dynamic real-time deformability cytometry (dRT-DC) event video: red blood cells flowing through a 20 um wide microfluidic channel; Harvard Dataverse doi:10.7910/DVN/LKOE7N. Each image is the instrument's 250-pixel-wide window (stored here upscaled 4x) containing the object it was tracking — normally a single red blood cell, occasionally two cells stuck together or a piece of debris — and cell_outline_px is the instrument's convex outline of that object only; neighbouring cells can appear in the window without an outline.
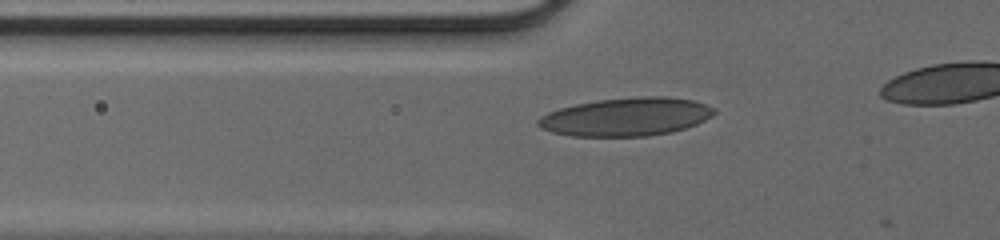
{"species": "human", "species_latin": "Homo sapiens", "temperature_condition": "cold", "stored_images_in_passage": 32, "camera_frame_rate_fps": 3000, "um_per_image_px": 0.085, "donor": {"sex": "male"}, "frame": {"image": 1, "passage_image": 7, "time_ms": 2.0, "image_size_px": [1000, 240], "cell_outline_px": [[716, 112], [712, 116], [696, 124], [672, 132], [648, 136], [572, 136], [552, 132], [540, 128], [536, 124], [536, 120], [540, 116], [548, 112], [560, 108], [576, 104], [600, 100], [640, 96], [664, 96], [692, 100], [716, 108]], "centroid_in_image_um": [53.21, 9.93], "position_along_channel_um": 72.6, "area_um2": 39.25}}
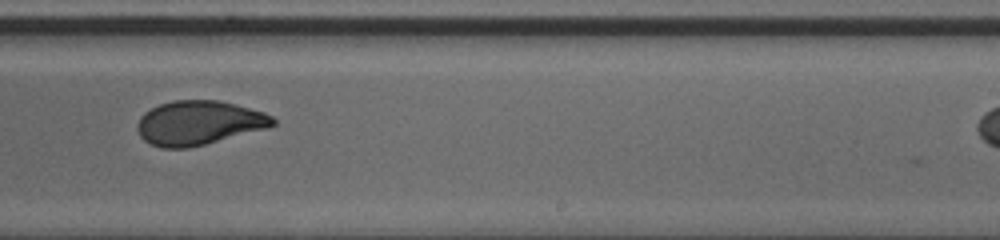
{"frame": {"image": 2, "passage_image": 21, "time_ms": 6.667, "image_size_px": [1000, 240], "cell_outline_px": [[276, 124], [268, 128], [188, 148], [160, 148], [144, 140], [140, 136], [136, 128], [136, 124], [140, 116], [144, 112], [160, 104], [172, 100], [216, 100], [236, 104], [264, 112], [272, 116], [276, 120]], "centroid_in_image_um": [16.89, 10.44], "position_along_channel_um": 272.1, "area_um2": 34.97}}
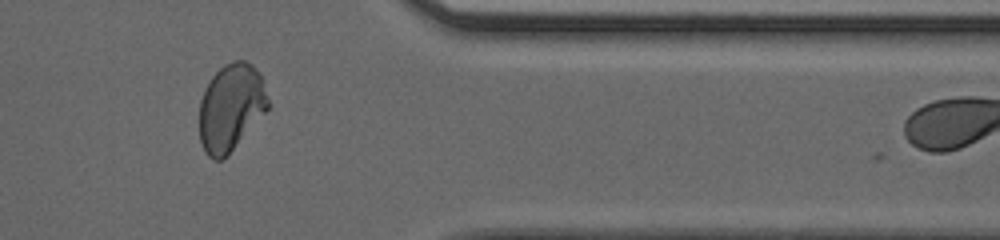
{"frame": {"image": 3, "passage_image": 30, "time_ms": 9.667, "image_size_px": [1000, 240], "cell_outline_px": [[268, 108], [228, 156], [220, 160], [212, 160], [204, 152], [200, 140], [200, 100], [204, 88], [212, 76], [224, 64], [232, 60], [244, 60], [252, 64], [260, 76], [268, 100]], "centroid_in_image_um": [19.59, 9.15], "position_along_channel_um": 391.8, "area_um2": 34.74}}